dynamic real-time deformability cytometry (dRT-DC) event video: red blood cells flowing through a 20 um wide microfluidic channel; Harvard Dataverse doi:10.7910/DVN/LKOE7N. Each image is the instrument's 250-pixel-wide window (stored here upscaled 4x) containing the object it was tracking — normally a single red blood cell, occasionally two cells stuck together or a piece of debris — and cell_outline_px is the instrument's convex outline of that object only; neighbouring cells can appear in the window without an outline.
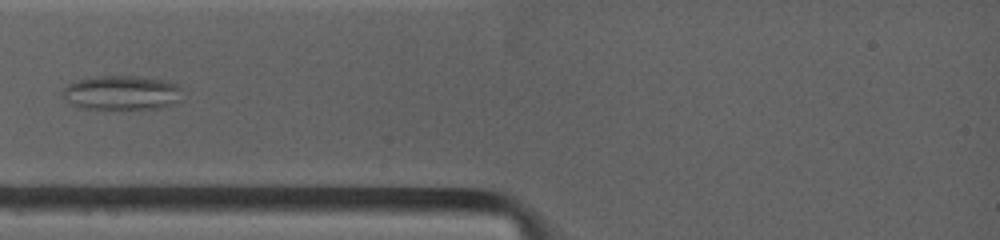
{"species": "common noctule bat (a hibernating species)", "species_latin": "Nyctalus noctula", "temperature_condition": "warm", "stored_images_in_passage": 7, "camera_frame_rate_fps": 4500, "um_per_image_px": 0.085, "animal": {"sex": "female", "body_mass_g": 19.0, "forearm_length_mm": 53.3}, "frame": {"image": 1, "passage_image": 4, "time_ms": 2.667, "image_size_px": [1000, 240], "cell_outline_px": [[180, 88], [176, 104], [160, 108], [80, 108], [68, 104], [60, 96], [60, 92], [68, 84], [80, 80], [100, 76], [140, 76], [160, 80], [176, 84]], "centroid_in_image_um": [10.25, 7.89], "position_along_channel_um": 74.7, "area_um2": 23.76}}
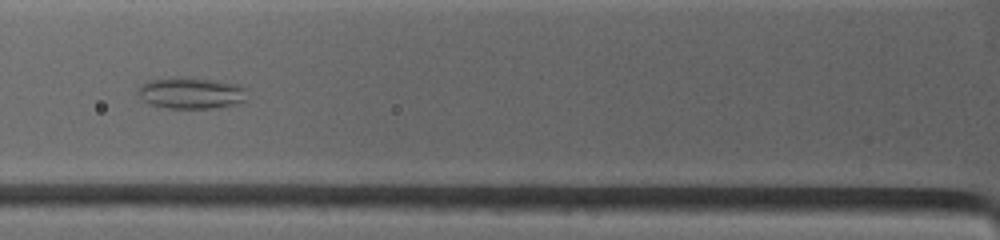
{"frame": {"image": 2, "passage_image": 5, "time_ms": 3.556, "image_size_px": [1000, 240], "cell_outline_px": [[248, 100], [232, 104], [208, 108], [168, 108], [148, 104], [136, 92], [144, 84], [156, 80], [204, 80], [240, 84], [248, 88]], "centroid_in_image_um": [16.34, 7.96], "position_along_channel_um": 109.5, "area_um2": 18.96}}
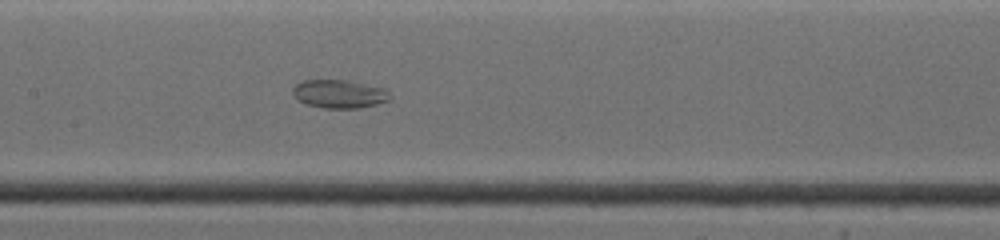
{"frame": {"image": 3, "passage_image": 7, "time_ms": 5.333, "image_size_px": [1000, 240], "cell_outline_px": [[392, 96], [388, 100], [376, 104], [360, 108], [324, 108], [304, 104], [296, 100], [292, 96], [292, 88], [296, 84], [304, 80], [344, 80], [388, 88]], "centroid_in_image_um": [28.82, 7.99], "position_along_channel_um": 178.6, "area_um2": 16.36}}